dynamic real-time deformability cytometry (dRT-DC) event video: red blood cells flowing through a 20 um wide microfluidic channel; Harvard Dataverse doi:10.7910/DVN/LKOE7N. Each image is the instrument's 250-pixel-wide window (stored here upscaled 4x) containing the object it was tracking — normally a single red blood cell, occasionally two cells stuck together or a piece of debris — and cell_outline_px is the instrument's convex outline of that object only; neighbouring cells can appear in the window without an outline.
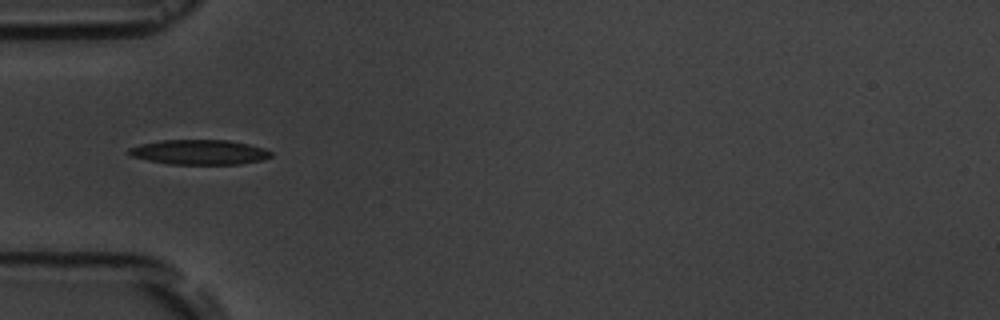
{"species": "common noctule bat (a hibernating species)", "species_latin": "Nyctalus noctula", "temperature_condition": "room temperature", "stored_images_in_passage": 5, "camera_frame_rate_fps": 3000, "um_per_image_px": 0.085, "animal": {"sex": "male", "body_mass_g": 19.5, "forearm_length_mm": 54.6}, "frame": {"image": 1, "passage_image": 4, "time_ms": 3.333, "image_size_px": [1000, 320], "cell_outline_px": [[272, 156], [264, 160], [240, 164], [168, 164], [148, 160], [132, 156], [128, 152], [128, 148], [140, 144], [160, 140], [228, 140], [248, 144], [264, 148], [272, 152]], "centroid_in_image_um": [16.97, 12.93], "position_along_channel_um": 68.0, "area_um2": 20.63}}
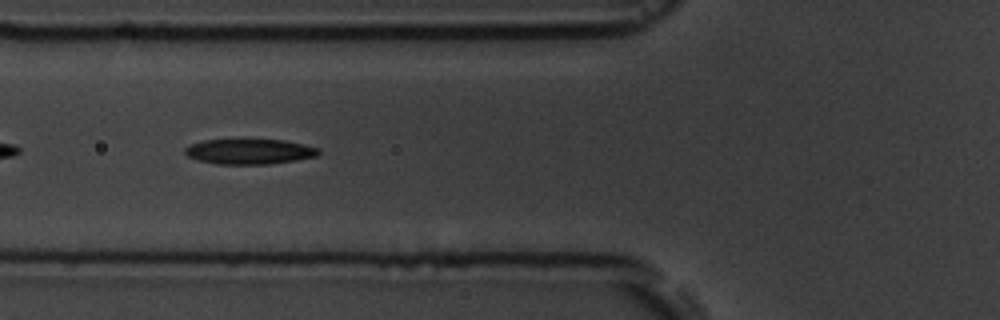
{"frame": {"image": 2, "passage_image": 5, "time_ms": 4.333, "image_size_px": [1000, 320], "cell_outline_px": [[320, 152], [316, 156], [296, 160], [268, 164], [216, 164], [200, 160], [188, 156], [184, 152], [184, 148], [188, 144], [204, 140], [244, 136], [284, 140], [304, 144], [320, 148]], "centroid_in_image_um": [21.17, 12.82], "position_along_channel_um": 104.6, "area_um2": 20.75}}